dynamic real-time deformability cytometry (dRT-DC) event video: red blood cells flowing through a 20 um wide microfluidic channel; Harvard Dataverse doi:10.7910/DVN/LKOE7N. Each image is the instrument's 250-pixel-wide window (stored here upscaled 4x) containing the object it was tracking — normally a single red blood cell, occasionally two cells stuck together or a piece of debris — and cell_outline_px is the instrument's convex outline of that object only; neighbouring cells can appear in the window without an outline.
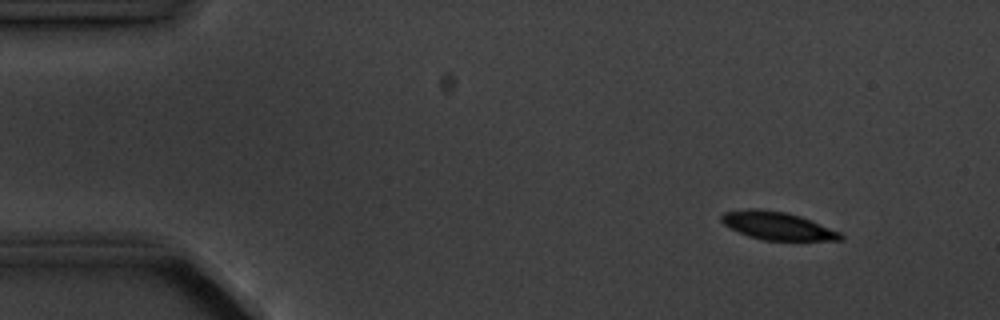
{"species": "common noctule bat (a hibernating species)", "species_latin": "Nyctalus noctula", "temperature_condition": "cold", "stored_images_in_passage": 5, "camera_frame_rate_fps": 3000, "um_per_image_px": 0.085, "animal": {"sex": "male", "body_mass_g": 20.1, "forearm_length_mm": 53.5}, "frame": {"image": 1, "passage_image": 2, "time_ms": 1.333, "image_size_px": [1000, 320], "cell_outline_px": [[844, 240], [764, 240], [748, 236], [724, 224], [720, 220], [720, 216], [724, 212], [748, 208], [760, 208], [788, 212], [812, 220], [840, 232], [844, 236]], "centroid_in_image_um": [66.09, 19.17], "position_along_channel_um": 18.9, "area_um2": 19.48}}